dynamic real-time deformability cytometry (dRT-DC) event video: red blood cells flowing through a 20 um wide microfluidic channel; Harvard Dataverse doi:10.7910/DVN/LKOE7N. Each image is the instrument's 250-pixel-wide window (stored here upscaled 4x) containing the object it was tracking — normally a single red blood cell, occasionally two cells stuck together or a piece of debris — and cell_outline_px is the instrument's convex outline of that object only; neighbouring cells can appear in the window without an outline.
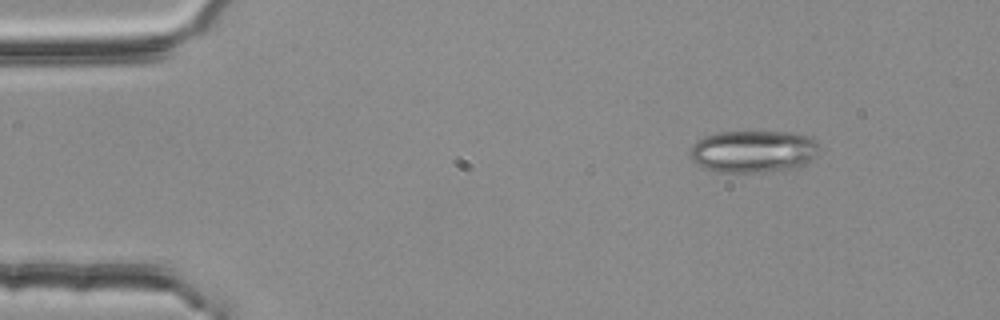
{"species": "common noctule bat (a hibernating species)", "species_latin": "Nyctalus noctula", "temperature_condition": "room temperature", "stored_images_in_passage": 3, "camera_frame_rate_fps": 3000, "um_per_image_px": 0.085, "animal": {"sex": "female", "body_mass_g": 25.1}, "frame": {"image": 1, "passage_image": 1, "time_ms": 0.0, "image_size_px": [1000, 320], "cell_outline_px": [[820, 148], [816, 156], [812, 160], [804, 164], [792, 168], [756, 172], [716, 172], [704, 168], [696, 164], [692, 160], [688, 152], [692, 144], [704, 136], [720, 132], [792, 132], [804, 136], [820, 144]], "centroid_in_image_um": [63.99, 12.87], "position_along_channel_um": 21.0, "area_um2": 31.79}}